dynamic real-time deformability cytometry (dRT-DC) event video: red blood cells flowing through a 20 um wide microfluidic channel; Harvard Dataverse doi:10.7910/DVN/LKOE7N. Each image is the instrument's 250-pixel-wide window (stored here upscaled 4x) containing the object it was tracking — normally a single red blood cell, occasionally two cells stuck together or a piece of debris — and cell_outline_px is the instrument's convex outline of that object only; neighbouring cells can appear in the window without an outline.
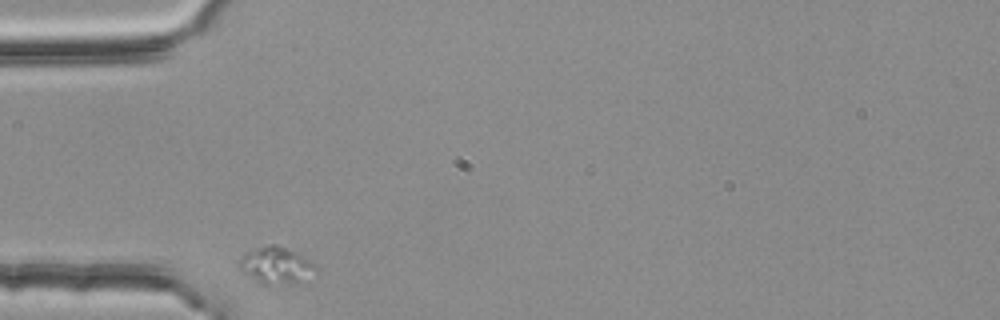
{"species": "common noctule bat (a hibernating species)", "species_latin": "Nyctalus noctula", "temperature_condition": "room temperature", "stored_images_in_passage": 31, "camera_frame_rate_fps": 3000, "um_per_image_px": 0.085, "animal": {"sex": "female", "body_mass_g": 25.1}, "frame": {"image": 1, "passage_image": 1, "time_ms": 0.0, "image_size_px": [1000, 320], "cell_outline_px": [[316, 268], [300, 280], [268, 284], [264, 284], [240, 268], [240, 260], [248, 252], [268, 244], [276, 244], [300, 256], [312, 264]], "centroid_in_image_um": [23.4, 22.51], "position_along_channel_um": 61.6, "area_um2": 14.62}}